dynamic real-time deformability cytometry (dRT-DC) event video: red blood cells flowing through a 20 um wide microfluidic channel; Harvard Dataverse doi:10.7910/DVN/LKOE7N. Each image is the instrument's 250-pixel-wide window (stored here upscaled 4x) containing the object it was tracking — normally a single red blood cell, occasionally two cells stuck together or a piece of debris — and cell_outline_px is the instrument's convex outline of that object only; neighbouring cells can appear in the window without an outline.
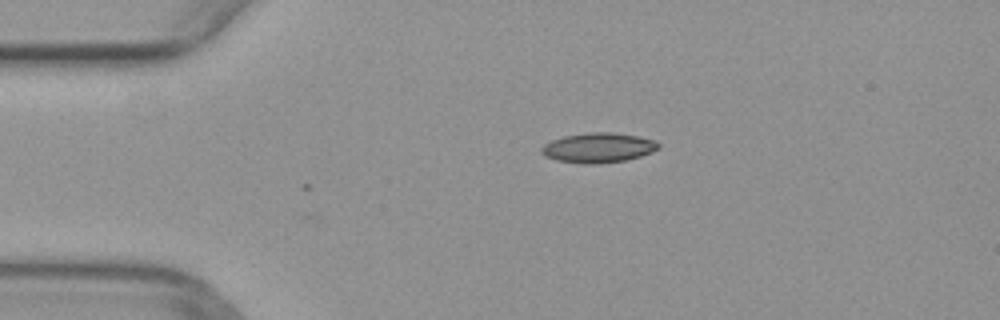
{"species": "common noctule bat (a hibernating species)", "species_latin": "Nyctalus noctula", "temperature_condition": "warm", "stored_images_in_passage": 9, "camera_frame_rate_fps": 3000, "um_per_image_px": 0.085, "animal": {"sex": "female", "body_mass_g": 29.2, "forearm_length_mm": 56.3}, "frame": {"image": 1, "passage_image": 9, "time_ms": 2.667, "image_size_px": [1000, 320], "cell_outline_px": [[660, 148], [640, 156], [624, 160], [592, 164], [584, 164], [556, 160], [544, 156], [540, 152], [540, 148], [544, 144], [552, 140], [564, 136], [588, 132], [612, 132], [636, 136], [656, 140], [660, 144]], "centroid_in_image_um": [50.82, 12.55], "position_along_channel_um": 34.2, "area_um2": 20.29}}